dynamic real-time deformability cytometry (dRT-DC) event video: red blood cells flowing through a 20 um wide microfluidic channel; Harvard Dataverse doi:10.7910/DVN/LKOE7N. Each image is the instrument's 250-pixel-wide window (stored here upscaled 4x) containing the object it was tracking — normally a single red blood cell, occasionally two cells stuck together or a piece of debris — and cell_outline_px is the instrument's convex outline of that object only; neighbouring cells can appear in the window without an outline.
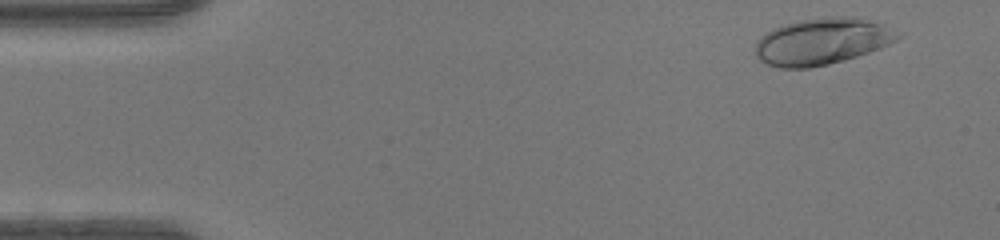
{"species": "human", "species_latin": "Homo sapiens", "temperature_condition": "warm", "stored_images_in_passage": 39, "camera_frame_rate_fps": 3000, "um_per_image_px": 0.085, "donor": {"sex": "female"}, "frame": {"image": 1, "passage_image": 2, "time_ms": 0.333, "image_size_px": [1000, 240], "cell_outline_px": [[900, 36], [896, 40], [880, 48], [844, 60], [828, 64], [808, 68], [780, 68], [768, 64], [760, 60], [756, 56], [756, 44], [760, 36], [772, 28], [800, 20], [828, 16], [856, 16], [884, 24]], "centroid_in_image_um": [69.85, 3.51], "position_along_channel_um": 15.2, "area_um2": 38.49}}
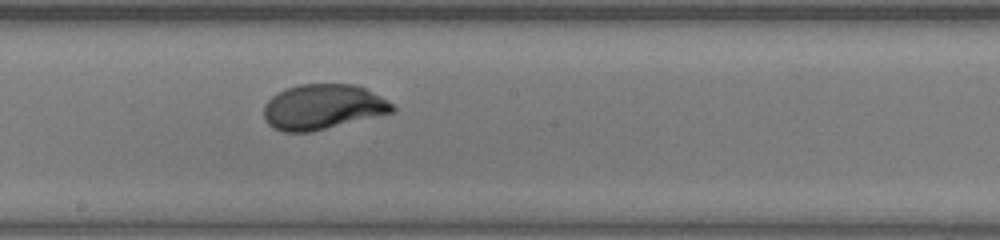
{"frame": {"image": 2, "passage_image": 24, "time_ms": 7.667, "image_size_px": [1000, 240], "cell_outline_px": [[396, 112], [312, 132], [284, 132], [272, 128], [264, 120], [264, 104], [276, 92], [300, 84], [356, 84], [388, 100], [396, 108]], "centroid_in_image_um": [27.44, 9.1], "position_along_channel_um": 220.8, "area_um2": 34.16}}
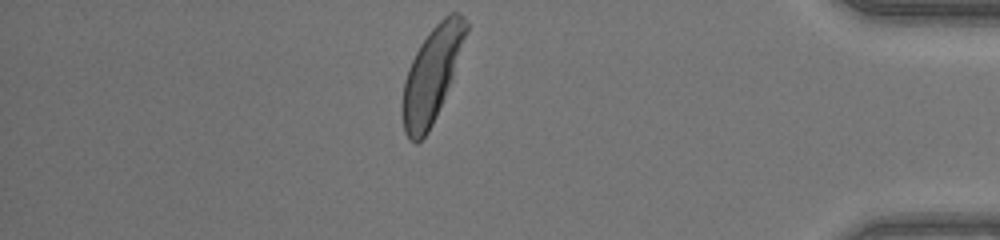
{"frame": {"image": 3, "passage_image": 39, "time_ms": 12.667, "image_size_px": [1000, 240], "cell_outline_px": [[468, 28], [452, 76], [444, 96], [432, 124], [428, 132], [416, 144], [408, 140], [404, 132], [400, 112], [400, 104], [404, 80], [408, 68], [420, 44], [432, 28], [448, 12], [460, 12], [464, 16], [468, 24]], "centroid_in_image_um": [36.64, 6.37], "position_along_channel_um": 398.6, "area_um2": 34.74}, "authors_computed_cell_mechanics": {"area_um2": 34.6222, "velocity_mm_per_s": 4.3548, "shape_relaxation_time_tau1_ms": 2.9703, "shape_relaxation_time_tau2_ms": null, "deformation_change_tau1": 0.1994, "deformation_change_tau2": null}}